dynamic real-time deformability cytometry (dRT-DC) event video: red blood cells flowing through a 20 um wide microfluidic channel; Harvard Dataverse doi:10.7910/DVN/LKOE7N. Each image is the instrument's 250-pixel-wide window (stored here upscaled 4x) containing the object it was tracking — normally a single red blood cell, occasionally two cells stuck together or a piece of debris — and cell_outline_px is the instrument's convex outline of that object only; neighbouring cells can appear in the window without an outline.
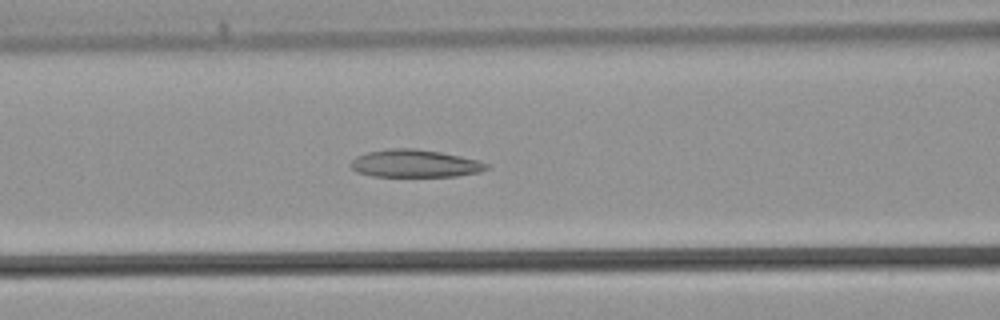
{"species": "common noctule bat (a hibernating species)", "species_latin": "Nyctalus noctula", "temperature_condition": "warm", "stored_images_in_passage": 39, "camera_frame_rate_fps": 3000, "um_per_image_px": 0.085, "animal": {"sex": "male", "body_mass_g": 21.5, "forearm_length_mm": 52.0}, "frame": {"image": 1, "passage_image": 15, "time_ms": 4.667, "image_size_px": [1000, 320], "cell_outline_px": [[488, 168], [476, 172], [456, 176], [372, 176], [356, 172], [348, 164], [356, 156], [368, 152], [392, 148], [412, 148], [440, 152], [460, 156], [476, 160], [488, 164]], "centroid_in_image_um": [35.2, 13.9], "position_along_channel_um": 131.4, "area_um2": 21.62}}
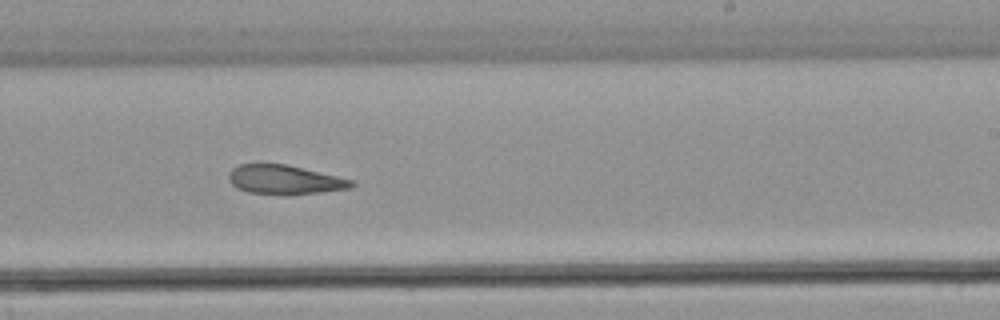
{"frame": {"image": 2, "passage_image": 23, "time_ms": 7.333, "image_size_px": [1000, 320], "cell_outline_px": [[356, 184], [348, 188], [292, 196], [284, 196], [248, 192], [236, 188], [232, 184], [228, 176], [228, 172], [232, 168], [240, 164], [284, 164], [336, 176], [352, 180]], "centroid_in_image_um": [24.14, 15.3], "position_along_channel_um": 264.9, "area_um2": 20.92}}
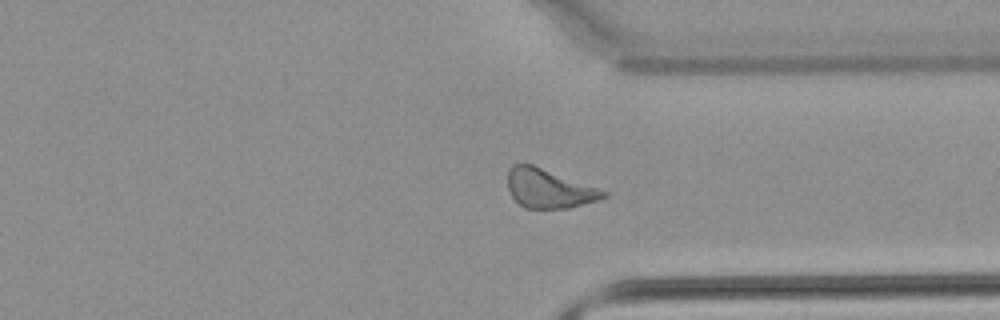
{"frame": {"image": 3, "passage_image": 29, "time_ms": 9.333, "image_size_px": [1000, 320], "cell_outline_px": [[608, 196], [596, 200], [568, 208], [524, 208], [512, 196], [508, 188], [508, 172], [512, 164], [532, 164], [608, 192]], "centroid_in_image_um": [46.63, 16.02], "position_along_channel_um": 364.8, "area_um2": 21.33}}